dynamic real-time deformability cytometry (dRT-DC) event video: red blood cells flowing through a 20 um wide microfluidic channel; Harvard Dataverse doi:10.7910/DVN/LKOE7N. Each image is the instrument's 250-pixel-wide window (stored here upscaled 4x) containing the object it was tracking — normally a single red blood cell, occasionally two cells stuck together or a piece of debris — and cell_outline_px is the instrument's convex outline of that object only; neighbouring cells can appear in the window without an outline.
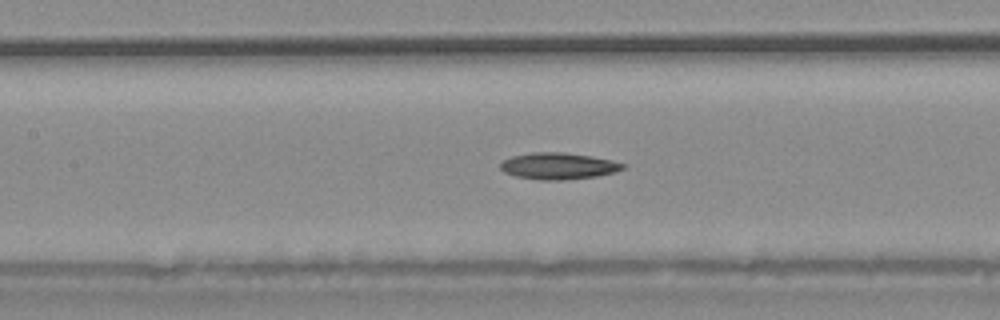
{"species": "common noctule bat (a hibernating species)", "species_latin": "Nyctalus noctula", "temperature_condition": "warm", "stored_images_in_passage": 38, "camera_frame_rate_fps": 3000, "um_per_image_px": 0.085, "animal": {"sex": "male", "body_mass_g": 20.4}, "frame": {"image": 1, "passage_image": 17, "time_ms": 5.333, "image_size_px": [1000, 320], "cell_outline_px": [[628, 168], [616, 172], [596, 176], [564, 180], [540, 180], [516, 176], [504, 172], [500, 168], [500, 164], [504, 160], [512, 156], [532, 152], [564, 152], [592, 156], [612, 160], [628, 164]], "centroid_in_image_um": [47.52, 14.11], "position_along_channel_um": 159.9, "area_um2": 19.19}}